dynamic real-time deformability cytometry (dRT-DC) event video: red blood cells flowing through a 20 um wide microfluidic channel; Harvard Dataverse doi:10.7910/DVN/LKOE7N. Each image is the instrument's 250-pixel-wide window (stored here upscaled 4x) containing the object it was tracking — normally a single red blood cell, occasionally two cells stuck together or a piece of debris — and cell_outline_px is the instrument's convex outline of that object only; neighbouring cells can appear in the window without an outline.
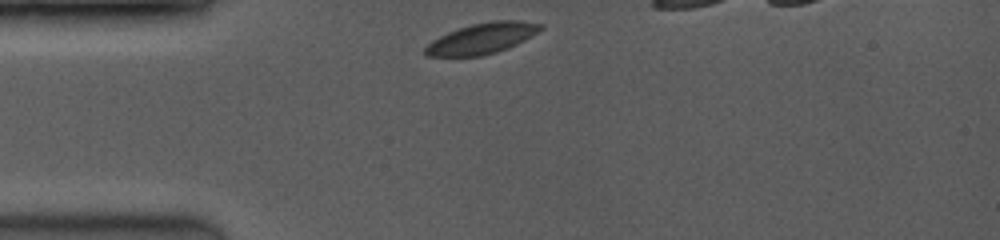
{"species": "common noctule bat (a hibernating species)", "species_latin": "Nyctalus noctula", "temperature_condition": "room temperature", "stored_images_in_passage": 31, "camera_frame_rate_fps": 3500, "um_per_image_px": 0.085, "animal": {"sex": "female", "body_mass_g": 19.0, "forearm_length_mm": 53.3}, "frame": {"image": 1, "passage_image": 1, "time_ms": 0.0, "image_size_px": [1000, 240], "cell_outline_px": [[544, 28], [524, 40], [508, 48], [496, 52], [480, 56], [424, 56], [424, 48], [432, 40], [448, 32], [472, 24], [492, 20], [520, 20], [544, 24]], "centroid_in_image_um": [40.98, 3.26], "position_along_channel_um": 44.0, "area_um2": 20.63}}
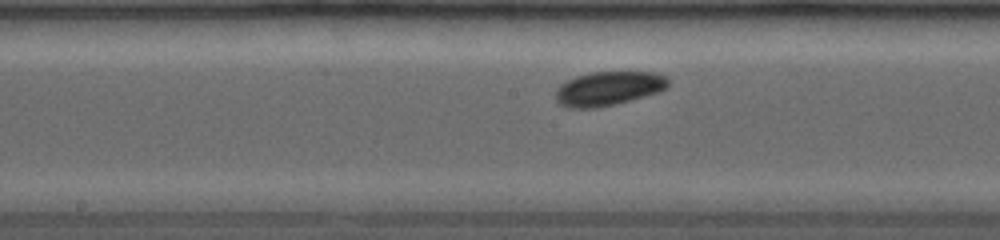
{"frame": {"image": 2, "passage_image": 13, "time_ms": 4.286, "image_size_px": [1000, 240], "cell_outline_px": [[668, 88], [660, 92], [616, 104], [596, 108], [568, 108], [560, 104], [556, 100], [556, 92], [560, 84], [576, 76], [588, 72], [652, 72], [664, 76], [668, 80]], "centroid_in_image_um": [51.72, 7.53], "position_along_channel_um": 196.5, "area_um2": 22.43}}
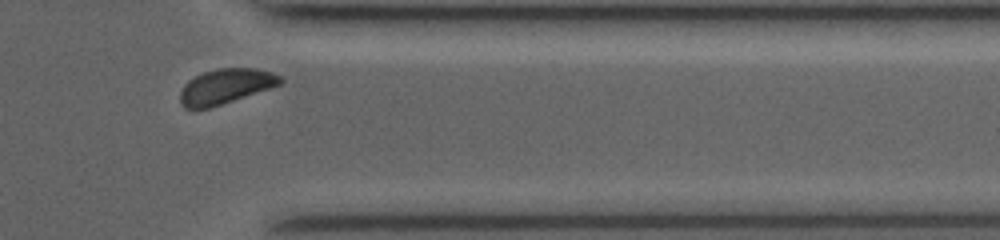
{"frame": {"image": 3, "passage_image": 27, "time_ms": 9.143, "image_size_px": [1000, 240], "cell_outline_px": [[284, 80], [280, 84], [208, 108], [184, 108], [180, 104], [180, 92], [184, 84], [188, 80], [204, 72], [220, 68], [256, 68], [272, 72], [280, 76]], "centroid_in_image_um": [19.15, 7.32], "position_along_channel_um": 392.3, "area_um2": 20.0}}